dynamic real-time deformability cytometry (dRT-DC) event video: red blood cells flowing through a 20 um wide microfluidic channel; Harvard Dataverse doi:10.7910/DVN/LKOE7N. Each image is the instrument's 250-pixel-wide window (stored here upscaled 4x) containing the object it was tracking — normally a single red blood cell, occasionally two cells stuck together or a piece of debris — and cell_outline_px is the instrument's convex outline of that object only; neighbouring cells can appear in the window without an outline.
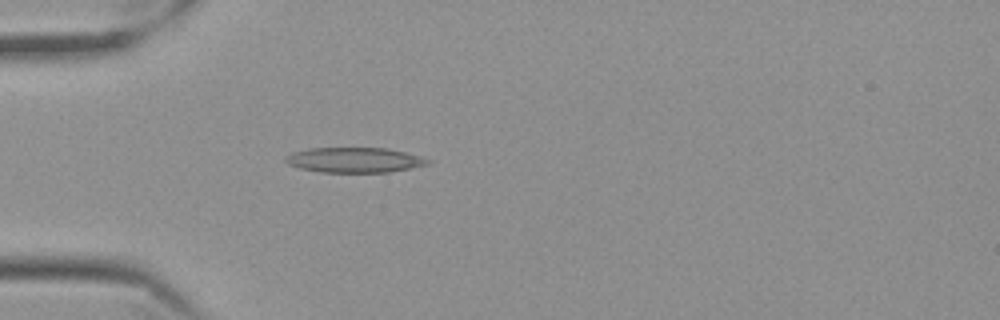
{"species": "Egyptian fruit bat (a non-hibernating species)", "species_latin": "Rousettus aegyptiacus", "temperature_condition": "cold", "stored_images_in_passage": 41, "camera_frame_rate_fps": 3000, "um_per_image_px": 0.085, "frame": {"image": 1, "passage_image": 1, "time_ms": 0.0, "image_size_px": [1000, 320], "cell_outline_px": [[432, 160], [428, 164], [388, 172], [320, 172], [300, 168], [288, 164], [284, 160], [284, 156], [292, 152], [308, 148], [388, 148], [420, 156]], "centroid_in_image_um": [30.08, 13.59], "position_along_channel_um": 54.9, "area_um2": 20.75}}
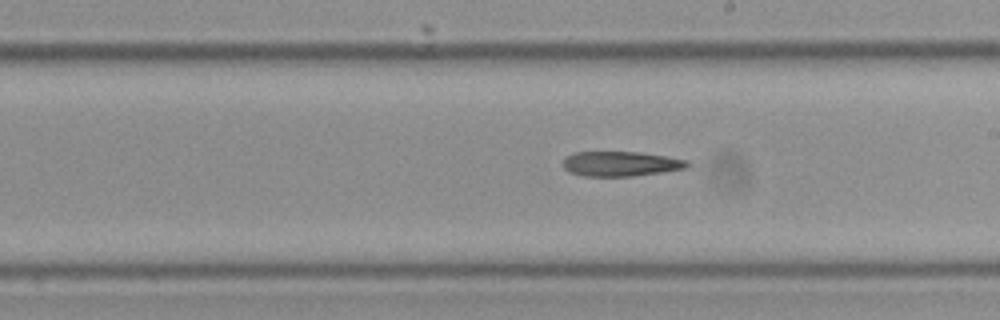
{"frame": {"image": 2, "passage_image": 17, "time_ms": 5.333, "image_size_px": [1000, 320], "cell_outline_px": [[692, 164], [688, 168], [632, 176], [580, 176], [568, 172], [564, 168], [564, 156], [576, 152], [640, 152], [688, 160]], "centroid_in_image_um": [52.76, 13.92], "position_along_channel_um": 236.2, "area_um2": 18.09}}
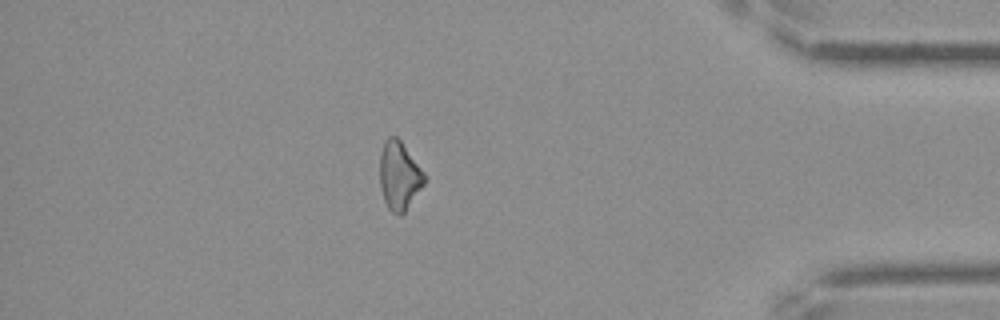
{"frame": {"image": 3, "passage_image": 34, "time_ms": 11.0, "image_size_px": [1000, 320], "cell_outline_px": [[424, 184], [404, 212], [400, 216], [392, 212], [388, 208], [384, 200], [380, 188], [380, 156], [384, 140], [388, 136], [396, 136], [400, 140], [424, 172]], "centroid_in_image_um": [33.91, 14.93], "position_along_channel_um": 401.3, "area_um2": 17.57}}